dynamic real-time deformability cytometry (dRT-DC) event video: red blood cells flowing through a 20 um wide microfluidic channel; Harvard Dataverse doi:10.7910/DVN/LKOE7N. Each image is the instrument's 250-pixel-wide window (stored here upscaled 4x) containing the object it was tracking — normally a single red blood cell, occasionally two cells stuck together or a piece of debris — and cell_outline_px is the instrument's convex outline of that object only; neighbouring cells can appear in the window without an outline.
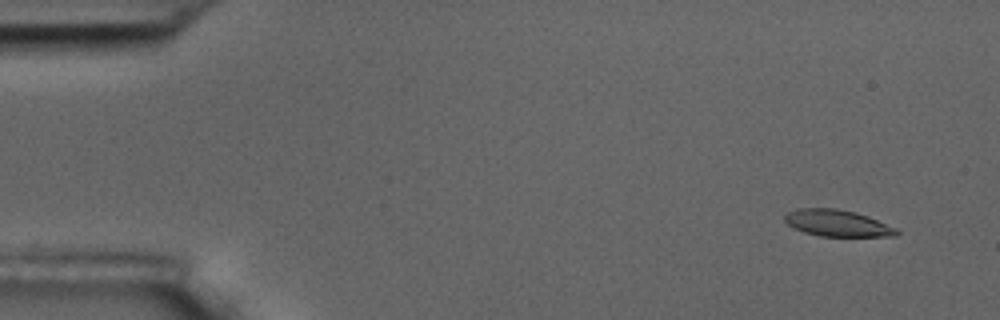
{"species": "common noctule bat (a hibernating species)", "species_latin": "Nyctalus noctula", "temperature_condition": "room temperature", "stored_images_in_passage": 4, "camera_frame_rate_fps": 3000, "um_per_image_px": 0.085, "animal": {"sex": "male", "body_mass_g": 17.5, "forearm_length_mm": 52.3}, "frame": {"image": 1, "passage_image": 1, "time_ms": 0.0, "image_size_px": [1000, 320], "cell_outline_px": [[900, 232], [896, 236], [820, 236], [804, 232], [788, 224], [784, 220], [784, 216], [788, 212], [796, 208], [836, 208], [856, 212], [868, 216], [896, 228]], "centroid_in_image_um": [71.17, 18.96], "position_along_channel_um": 13.8, "area_um2": 17.28}}
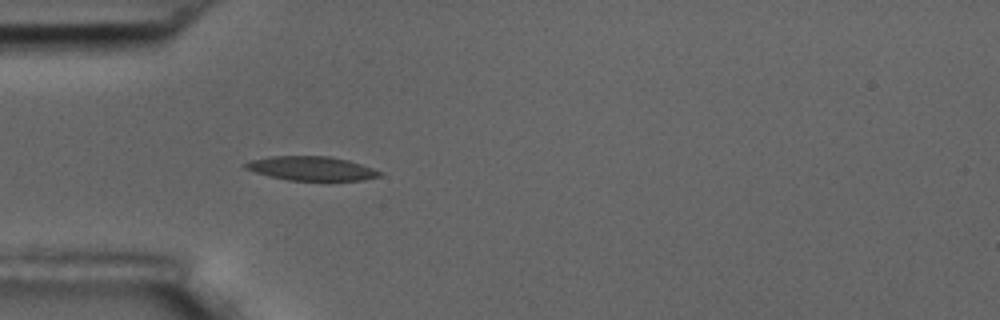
{"frame": {"image": 2, "passage_image": 4, "time_ms": 4.333, "image_size_px": [1000, 320], "cell_outline_px": [[384, 172], [380, 176], [364, 180], [288, 180], [268, 176], [244, 168], [244, 164], [248, 160], [268, 156], [328, 156], [348, 160]], "centroid_in_image_um": [26.44, 14.31], "position_along_channel_um": 58.6, "area_um2": 18.84}}